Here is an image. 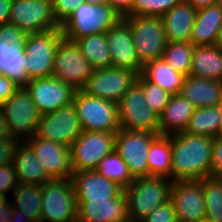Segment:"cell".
I'll use <instances>...</instances> for the list:
<instances>
[{
	"label": "cell",
	"mask_w": 222,
	"mask_h": 222,
	"mask_svg": "<svg viewBox=\"0 0 222 222\" xmlns=\"http://www.w3.org/2000/svg\"><path fill=\"white\" fill-rule=\"evenodd\" d=\"M93 70L91 64L81 54L76 41L63 36L57 45L52 76L76 90H82Z\"/></svg>",
	"instance_id": "9"
},
{
	"label": "cell",
	"mask_w": 222,
	"mask_h": 222,
	"mask_svg": "<svg viewBox=\"0 0 222 222\" xmlns=\"http://www.w3.org/2000/svg\"><path fill=\"white\" fill-rule=\"evenodd\" d=\"M180 95L196 108L222 104V82L195 76L184 78Z\"/></svg>",
	"instance_id": "23"
},
{
	"label": "cell",
	"mask_w": 222,
	"mask_h": 222,
	"mask_svg": "<svg viewBox=\"0 0 222 222\" xmlns=\"http://www.w3.org/2000/svg\"><path fill=\"white\" fill-rule=\"evenodd\" d=\"M136 78V73L124 68L95 69L82 90L90 96L118 103Z\"/></svg>",
	"instance_id": "16"
},
{
	"label": "cell",
	"mask_w": 222,
	"mask_h": 222,
	"mask_svg": "<svg viewBox=\"0 0 222 222\" xmlns=\"http://www.w3.org/2000/svg\"><path fill=\"white\" fill-rule=\"evenodd\" d=\"M12 215L13 221L12 222H33L28 217L24 216L23 213L12 207Z\"/></svg>",
	"instance_id": "51"
},
{
	"label": "cell",
	"mask_w": 222,
	"mask_h": 222,
	"mask_svg": "<svg viewBox=\"0 0 222 222\" xmlns=\"http://www.w3.org/2000/svg\"><path fill=\"white\" fill-rule=\"evenodd\" d=\"M18 183L13 163L0 165V194L7 197L9 192L14 191Z\"/></svg>",
	"instance_id": "41"
},
{
	"label": "cell",
	"mask_w": 222,
	"mask_h": 222,
	"mask_svg": "<svg viewBox=\"0 0 222 222\" xmlns=\"http://www.w3.org/2000/svg\"><path fill=\"white\" fill-rule=\"evenodd\" d=\"M12 137L13 136L9 130V127L5 122V117L0 107V138H12Z\"/></svg>",
	"instance_id": "49"
},
{
	"label": "cell",
	"mask_w": 222,
	"mask_h": 222,
	"mask_svg": "<svg viewBox=\"0 0 222 222\" xmlns=\"http://www.w3.org/2000/svg\"><path fill=\"white\" fill-rule=\"evenodd\" d=\"M137 57L142 65L162 58L167 40L161 17L127 16Z\"/></svg>",
	"instance_id": "7"
},
{
	"label": "cell",
	"mask_w": 222,
	"mask_h": 222,
	"mask_svg": "<svg viewBox=\"0 0 222 222\" xmlns=\"http://www.w3.org/2000/svg\"><path fill=\"white\" fill-rule=\"evenodd\" d=\"M122 19L108 4H81L61 25L63 36L76 41L82 37L106 33Z\"/></svg>",
	"instance_id": "3"
},
{
	"label": "cell",
	"mask_w": 222,
	"mask_h": 222,
	"mask_svg": "<svg viewBox=\"0 0 222 222\" xmlns=\"http://www.w3.org/2000/svg\"><path fill=\"white\" fill-rule=\"evenodd\" d=\"M76 222H129L124 192L113 199L77 201Z\"/></svg>",
	"instance_id": "20"
},
{
	"label": "cell",
	"mask_w": 222,
	"mask_h": 222,
	"mask_svg": "<svg viewBox=\"0 0 222 222\" xmlns=\"http://www.w3.org/2000/svg\"><path fill=\"white\" fill-rule=\"evenodd\" d=\"M95 171L107 180L113 181L123 190L127 189L134 181L128 171L127 164L115 150L100 161Z\"/></svg>",
	"instance_id": "34"
},
{
	"label": "cell",
	"mask_w": 222,
	"mask_h": 222,
	"mask_svg": "<svg viewBox=\"0 0 222 222\" xmlns=\"http://www.w3.org/2000/svg\"><path fill=\"white\" fill-rule=\"evenodd\" d=\"M13 166L19 183L43 186L51 180L37 159L35 152L25 141H20L16 147Z\"/></svg>",
	"instance_id": "26"
},
{
	"label": "cell",
	"mask_w": 222,
	"mask_h": 222,
	"mask_svg": "<svg viewBox=\"0 0 222 222\" xmlns=\"http://www.w3.org/2000/svg\"><path fill=\"white\" fill-rule=\"evenodd\" d=\"M141 74L156 83L169 94H180L185 76L176 72L163 58L148 61L143 65Z\"/></svg>",
	"instance_id": "28"
},
{
	"label": "cell",
	"mask_w": 222,
	"mask_h": 222,
	"mask_svg": "<svg viewBox=\"0 0 222 222\" xmlns=\"http://www.w3.org/2000/svg\"><path fill=\"white\" fill-rule=\"evenodd\" d=\"M215 4L222 7V0H216V1H215Z\"/></svg>",
	"instance_id": "55"
},
{
	"label": "cell",
	"mask_w": 222,
	"mask_h": 222,
	"mask_svg": "<svg viewBox=\"0 0 222 222\" xmlns=\"http://www.w3.org/2000/svg\"><path fill=\"white\" fill-rule=\"evenodd\" d=\"M189 75L222 82V50L217 45L195 47Z\"/></svg>",
	"instance_id": "27"
},
{
	"label": "cell",
	"mask_w": 222,
	"mask_h": 222,
	"mask_svg": "<svg viewBox=\"0 0 222 222\" xmlns=\"http://www.w3.org/2000/svg\"><path fill=\"white\" fill-rule=\"evenodd\" d=\"M116 132L83 131L71 144L73 172L95 170L115 147Z\"/></svg>",
	"instance_id": "11"
},
{
	"label": "cell",
	"mask_w": 222,
	"mask_h": 222,
	"mask_svg": "<svg viewBox=\"0 0 222 222\" xmlns=\"http://www.w3.org/2000/svg\"><path fill=\"white\" fill-rule=\"evenodd\" d=\"M73 105L83 131L117 132L120 129L118 103L76 90Z\"/></svg>",
	"instance_id": "5"
},
{
	"label": "cell",
	"mask_w": 222,
	"mask_h": 222,
	"mask_svg": "<svg viewBox=\"0 0 222 222\" xmlns=\"http://www.w3.org/2000/svg\"><path fill=\"white\" fill-rule=\"evenodd\" d=\"M84 2L85 0H54L52 2L53 14L57 23L61 26Z\"/></svg>",
	"instance_id": "39"
},
{
	"label": "cell",
	"mask_w": 222,
	"mask_h": 222,
	"mask_svg": "<svg viewBox=\"0 0 222 222\" xmlns=\"http://www.w3.org/2000/svg\"><path fill=\"white\" fill-rule=\"evenodd\" d=\"M41 222H76L77 201L71 179H51L42 186Z\"/></svg>",
	"instance_id": "6"
},
{
	"label": "cell",
	"mask_w": 222,
	"mask_h": 222,
	"mask_svg": "<svg viewBox=\"0 0 222 222\" xmlns=\"http://www.w3.org/2000/svg\"><path fill=\"white\" fill-rule=\"evenodd\" d=\"M194 48L191 42H167L162 58L176 72L186 77L191 69Z\"/></svg>",
	"instance_id": "36"
},
{
	"label": "cell",
	"mask_w": 222,
	"mask_h": 222,
	"mask_svg": "<svg viewBox=\"0 0 222 222\" xmlns=\"http://www.w3.org/2000/svg\"><path fill=\"white\" fill-rule=\"evenodd\" d=\"M216 45L222 50V25H221L220 30H219Z\"/></svg>",
	"instance_id": "53"
},
{
	"label": "cell",
	"mask_w": 222,
	"mask_h": 222,
	"mask_svg": "<svg viewBox=\"0 0 222 222\" xmlns=\"http://www.w3.org/2000/svg\"><path fill=\"white\" fill-rule=\"evenodd\" d=\"M171 160V137L159 134L149 147L147 160L149 176H164L172 180Z\"/></svg>",
	"instance_id": "31"
},
{
	"label": "cell",
	"mask_w": 222,
	"mask_h": 222,
	"mask_svg": "<svg viewBox=\"0 0 222 222\" xmlns=\"http://www.w3.org/2000/svg\"><path fill=\"white\" fill-rule=\"evenodd\" d=\"M211 176L222 178V137H214L212 148Z\"/></svg>",
	"instance_id": "44"
},
{
	"label": "cell",
	"mask_w": 222,
	"mask_h": 222,
	"mask_svg": "<svg viewBox=\"0 0 222 222\" xmlns=\"http://www.w3.org/2000/svg\"><path fill=\"white\" fill-rule=\"evenodd\" d=\"M82 132L72 103L55 112L41 115L34 135L70 147Z\"/></svg>",
	"instance_id": "14"
},
{
	"label": "cell",
	"mask_w": 222,
	"mask_h": 222,
	"mask_svg": "<svg viewBox=\"0 0 222 222\" xmlns=\"http://www.w3.org/2000/svg\"><path fill=\"white\" fill-rule=\"evenodd\" d=\"M12 204L8 197L0 194V222H12Z\"/></svg>",
	"instance_id": "47"
},
{
	"label": "cell",
	"mask_w": 222,
	"mask_h": 222,
	"mask_svg": "<svg viewBox=\"0 0 222 222\" xmlns=\"http://www.w3.org/2000/svg\"><path fill=\"white\" fill-rule=\"evenodd\" d=\"M0 37L11 45H23L26 34L12 24H4L0 26Z\"/></svg>",
	"instance_id": "42"
},
{
	"label": "cell",
	"mask_w": 222,
	"mask_h": 222,
	"mask_svg": "<svg viewBox=\"0 0 222 222\" xmlns=\"http://www.w3.org/2000/svg\"><path fill=\"white\" fill-rule=\"evenodd\" d=\"M76 43L94 70L111 67V55L105 33L82 37L77 39Z\"/></svg>",
	"instance_id": "33"
},
{
	"label": "cell",
	"mask_w": 222,
	"mask_h": 222,
	"mask_svg": "<svg viewBox=\"0 0 222 222\" xmlns=\"http://www.w3.org/2000/svg\"><path fill=\"white\" fill-rule=\"evenodd\" d=\"M118 119L124 130L159 134V116L146 104L142 87L136 81L118 102Z\"/></svg>",
	"instance_id": "8"
},
{
	"label": "cell",
	"mask_w": 222,
	"mask_h": 222,
	"mask_svg": "<svg viewBox=\"0 0 222 222\" xmlns=\"http://www.w3.org/2000/svg\"><path fill=\"white\" fill-rule=\"evenodd\" d=\"M62 37L61 26L42 33L26 34L24 70L29 80L52 76L57 45Z\"/></svg>",
	"instance_id": "4"
},
{
	"label": "cell",
	"mask_w": 222,
	"mask_h": 222,
	"mask_svg": "<svg viewBox=\"0 0 222 222\" xmlns=\"http://www.w3.org/2000/svg\"><path fill=\"white\" fill-rule=\"evenodd\" d=\"M218 136L222 137V119H221V126H220V129H219Z\"/></svg>",
	"instance_id": "54"
},
{
	"label": "cell",
	"mask_w": 222,
	"mask_h": 222,
	"mask_svg": "<svg viewBox=\"0 0 222 222\" xmlns=\"http://www.w3.org/2000/svg\"><path fill=\"white\" fill-rule=\"evenodd\" d=\"M105 34L111 55V67L128 69L139 75L143 65L137 57L129 24L122 18Z\"/></svg>",
	"instance_id": "19"
},
{
	"label": "cell",
	"mask_w": 222,
	"mask_h": 222,
	"mask_svg": "<svg viewBox=\"0 0 222 222\" xmlns=\"http://www.w3.org/2000/svg\"><path fill=\"white\" fill-rule=\"evenodd\" d=\"M24 87L41 115L72 104L76 92L72 86L53 76L30 79Z\"/></svg>",
	"instance_id": "15"
},
{
	"label": "cell",
	"mask_w": 222,
	"mask_h": 222,
	"mask_svg": "<svg viewBox=\"0 0 222 222\" xmlns=\"http://www.w3.org/2000/svg\"><path fill=\"white\" fill-rule=\"evenodd\" d=\"M9 24L25 34L42 33L60 27L50 0H12Z\"/></svg>",
	"instance_id": "13"
},
{
	"label": "cell",
	"mask_w": 222,
	"mask_h": 222,
	"mask_svg": "<svg viewBox=\"0 0 222 222\" xmlns=\"http://www.w3.org/2000/svg\"><path fill=\"white\" fill-rule=\"evenodd\" d=\"M33 149L46 174L51 179H70L73 173L70 147L38 138L33 135L25 140Z\"/></svg>",
	"instance_id": "18"
},
{
	"label": "cell",
	"mask_w": 222,
	"mask_h": 222,
	"mask_svg": "<svg viewBox=\"0 0 222 222\" xmlns=\"http://www.w3.org/2000/svg\"><path fill=\"white\" fill-rule=\"evenodd\" d=\"M170 201L178 222H204L206 217L201 180L173 181Z\"/></svg>",
	"instance_id": "17"
},
{
	"label": "cell",
	"mask_w": 222,
	"mask_h": 222,
	"mask_svg": "<svg viewBox=\"0 0 222 222\" xmlns=\"http://www.w3.org/2000/svg\"><path fill=\"white\" fill-rule=\"evenodd\" d=\"M222 104L210 107L195 108L190 117L185 133L217 137L221 126Z\"/></svg>",
	"instance_id": "32"
},
{
	"label": "cell",
	"mask_w": 222,
	"mask_h": 222,
	"mask_svg": "<svg viewBox=\"0 0 222 222\" xmlns=\"http://www.w3.org/2000/svg\"><path fill=\"white\" fill-rule=\"evenodd\" d=\"M158 135L122 128L116 132L114 150L127 164L133 179L149 176L147 164L149 147Z\"/></svg>",
	"instance_id": "12"
},
{
	"label": "cell",
	"mask_w": 222,
	"mask_h": 222,
	"mask_svg": "<svg viewBox=\"0 0 222 222\" xmlns=\"http://www.w3.org/2000/svg\"><path fill=\"white\" fill-rule=\"evenodd\" d=\"M134 0H108V5L122 18L132 16Z\"/></svg>",
	"instance_id": "46"
},
{
	"label": "cell",
	"mask_w": 222,
	"mask_h": 222,
	"mask_svg": "<svg viewBox=\"0 0 222 222\" xmlns=\"http://www.w3.org/2000/svg\"><path fill=\"white\" fill-rule=\"evenodd\" d=\"M170 137L172 181L201 180L211 176L214 137L185 132Z\"/></svg>",
	"instance_id": "1"
},
{
	"label": "cell",
	"mask_w": 222,
	"mask_h": 222,
	"mask_svg": "<svg viewBox=\"0 0 222 222\" xmlns=\"http://www.w3.org/2000/svg\"><path fill=\"white\" fill-rule=\"evenodd\" d=\"M195 106L180 94L171 95L159 116V134L170 136L185 131Z\"/></svg>",
	"instance_id": "24"
},
{
	"label": "cell",
	"mask_w": 222,
	"mask_h": 222,
	"mask_svg": "<svg viewBox=\"0 0 222 222\" xmlns=\"http://www.w3.org/2000/svg\"><path fill=\"white\" fill-rule=\"evenodd\" d=\"M20 140L16 137L0 138V165L13 163L16 147Z\"/></svg>",
	"instance_id": "43"
},
{
	"label": "cell",
	"mask_w": 222,
	"mask_h": 222,
	"mask_svg": "<svg viewBox=\"0 0 222 222\" xmlns=\"http://www.w3.org/2000/svg\"><path fill=\"white\" fill-rule=\"evenodd\" d=\"M12 0H0V26L8 24Z\"/></svg>",
	"instance_id": "48"
},
{
	"label": "cell",
	"mask_w": 222,
	"mask_h": 222,
	"mask_svg": "<svg viewBox=\"0 0 222 222\" xmlns=\"http://www.w3.org/2000/svg\"><path fill=\"white\" fill-rule=\"evenodd\" d=\"M0 107L13 137L25 141L35 134L41 114L24 86Z\"/></svg>",
	"instance_id": "10"
},
{
	"label": "cell",
	"mask_w": 222,
	"mask_h": 222,
	"mask_svg": "<svg viewBox=\"0 0 222 222\" xmlns=\"http://www.w3.org/2000/svg\"><path fill=\"white\" fill-rule=\"evenodd\" d=\"M42 186L38 184L18 183L12 192V207L20 210L33 222H41Z\"/></svg>",
	"instance_id": "30"
},
{
	"label": "cell",
	"mask_w": 222,
	"mask_h": 222,
	"mask_svg": "<svg viewBox=\"0 0 222 222\" xmlns=\"http://www.w3.org/2000/svg\"><path fill=\"white\" fill-rule=\"evenodd\" d=\"M173 181L164 176H147L134 179L123 190L126 196L129 222H139L154 208L170 200Z\"/></svg>",
	"instance_id": "2"
},
{
	"label": "cell",
	"mask_w": 222,
	"mask_h": 222,
	"mask_svg": "<svg viewBox=\"0 0 222 222\" xmlns=\"http://www.w3.org/2000/svg\"><path fill=\"white\" fill-rule=\"evenodd\" d=\"M24 66V46L8 44L0 37V74L8 76L18 85L24 86L29 81Z\"/></svg>",
	"instance_id": "29"
},
{
	"label": "cell",
	"mask_w": 222,
	"mask_h": 222,
	"mask_svg": "<svg viewBox=\"0 0 222 222\" xmlns=\"http://www.w3.org/2000/svg\"><path fill=\"white\" fill-rule=\"evenodd\" d=\"M221 25V6L214 4L197 9L190 42L195 47L216 45Z\"/></svg>",
	"instance_id": "25"
},
{
	"label": "cell",
	"mask_w": 222,
	"mask_h": 222,
	"mask_svg": "<svg viewBox=\"0 0 222 222\" xmlns=\"http://www.w3.org/2000/svg\"><path fill=\"white\" fill-rule=\"evenodd\" d=\"M190 3L195 9L208 7L215 4L216 0H185Z\"/></svg>",
	"instance_id": "50"
},
{
	"label": "cell",
	"mask_w": 222,
	"mask_h": 222,
	"mask_svg": "<svg viewBox=\"0 0 222 222\" xmlns=\"http://www.w3.org/2000/svg\"><path fill=\"white\" fill-rule=\"evenodd\" d=\"M70 179L76 201L113 199L123 192L121 187L95 170L73 172Z\"/></svg>",
	"instance_id": "21"
},
{
	"label": "cell",
	"mask_w": 222,
	"mask_h": 222,
	"mask_svg": "<svg viewBox=\"0 0 222 222\" xmlns=\"http://www.w3.org/2000/svg\"><path fill=\"white\" fill-rule=\"evenodd\" d=\"M136 82L142 87L146 104L160 116L168 104L171 94L156 83L147 80L141 73L137 75Z\"/></svg>",
	"instance_id": "37"
},
{
	"label": "cell",
	"mask_w": 222,
	"mask_h": 222,
	"mask_svg": "<svg viewBox=\"0 0 222 222\" xmlns=\"http://www.w3.org/2000/svg\"><path fill=\"white\" fill-rule=\"evenodd\" d=\"M201 182L206 211L204 222H222V178L208 176Z\"/></svg>",
	"instance_id": "35"
},
{
	"label": "cell",
	"mask_w": 222,
	"mask_h": 222,
	"mask_svg": "<svg viewBox=\"0 0 222 222\" xmlns=\"http://www.w3.org/2000/svg\"><path fill=\"white\" fill-rule=\"evenodd\" d=\"M85 2L93 4V5H104L108 4V0H85Z\"/></svg>",
	"instance_id": "52"
},
{
	"label": "cell",
	"mask_w": 222,
	"mask_h": 222,
	"mask_svg": "<svg viewBox=\"0 0 222 222\" xmlns=\"http://www.w3.org/2000/svg\"><path fill=\"white\" fill-rule=\"evenodd\" d=\"M19 87L20 85L8 76L0 74V106L5 103Z\"/></svg>",
	"instance_id": "45"
},
{
	"label": "cell",
	"mask_w": 222,
	"mask_h": 222,
	"mask_svg": "<svg viewBox=\"0 0 222 222\" xmlns=\"http://www.w3.org/2000/svg\"><path fill=\"white\" fill-rule=\"evenodd\" d=\"M139 222H177L176 212L172 202H168L154 208Z\"/></svg>",
	"instance_id": "40"
},
{
	"label": "cell",
	"mask_w": 222,
	"mask_h": 222,
	"mask_svg": "<svg viewBox=\"0 0 222 222\" xmlns=\"http://www.w3.org/2000/svg\"><path fill=\"white\" fill-rule=\"evenodd\" d=\"M181 0H134L132 16L161 17Z\"/></svg>",
	"instance_id": "38"
},
{
	"label": "cell",
	"mask_w": 222,
	"mask_h": 222,
	"mask_svg": "<svg viewBox=\"0 0 222 222\" xmlns=\"http://www.w3.org/2000/svg\"><path fill=\"white\" fill-rule=\"evenodd\" d=\"M197 9L181 0L161 16L167 42H190Z\"/></svg>",
	"instance_id": "22"
}]
</instances>
